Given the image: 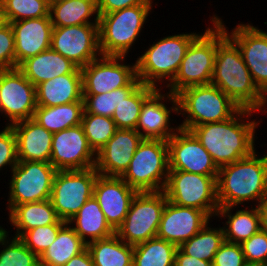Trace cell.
<instances>
[{
  "mask_svg": "<svg viewBox=\"0 0 267 266\" xmlns=\"http://www.w3.org/2000/svg\"><path fill=\"white\" fill-rule=\"evenodd\" d=\"M256 111L240 108L231 118L195 126L190 131L211 155L218 168L249 156L255 148V133L262 122L251 120ZM259 124V125H258Z\"/></svg>",
  "mask_w": 267,
  "mask_h": 266,
  "instance_id": "6da1fadb",
  "label": "cell"
},
{
  "mask_svg": "<svg viewBox=\"0 0 267 266\" xmlns=\"http://www.w3.org/2000/svg\"><path fill=\"white\" fill-rule=\"evenodd\" d=\"M211 84L217 86L240 108L267 115L266 95L254 83L240 49L217 22V53Z\"/></svg>",
  "mask_w": 267,
  "mask_h": 266,
  "instance_id": "7a4b0ae2",
  "label": "cell"
},
{
  "mask_svg": "<svg viewBox=\"0 0 267 266\" xmlns=\"http://www.w3.org/2000/svg\"><path fill=\"white\" fill-rule=\"evenodd\" d=\"M219 207L255 202L257 206L267 195V153L249 156L219 168L216 179ZM249 201V202H248Z\"/></svg>",
  "mask_w": 267,
  "mask_h": 266,
  "instance_id": "3957f363",
  "label": "cell"
},
{
  "mask_svg": "<svg viewBox=\"0 0 267 266\" xmlns=\"http://www.w3.org/2000/svg\"><path fill=\"white\" fill-rule=\"evenodd\" d=\"M198 35L196 32L180 33L150 44L135 60L136 74L141 83L158 89L162 84L166 87L174 79L187 48Z\"/></svg>",
  "mask_w": 267,
  "mask_h": 266,
  "instance_id": "277c9868",
  "label": "cell"
},
{
  "mask_svg": "<svg viewBox=\"0 0 267 266\" xmlns=\"http://www.w3.org/2000/svg\"><path fill=\"white\" fill-rule=\"evenodd\" d=\"M178 116H183L181 129L189 130L206 123L231 118L240 107L217 86L199 85L183 89L177 94Z\"/></svg>",
  "mask_w": 267,
  "mask_h": 266,
  "instance_id": "5b68a950",
  "label": "cell"
},
{
  "mask_svg": "<svg viewBox=\"0 0 267 266\" xmlns=\"http://www.w3.org/2000/svg\"><path fill=\"white\" fill-rule=\"evenodd\" d=\"M152 4H140L99 14V49L103 56H126L138 40Z\"/></svg>",
  "mask_w": 267,
  "mask_h": 266,
  "instance_id": "8992f818",
  "label": "cell"
},
{
  "mask_svg": "<svg viewBox=\"0 0 267 266\" xmlns=\"http://www.w3.org/2000/svg\"><path fill=\"white\" fill-rule=\"evenodd\" d=\"M211 27L191 42L174 79L166 86L168 91L177 95L191 86L211 84L217 53V21L210 16Z\"/></svg>",
  "mask_w": 267,
  "mask_h": 266,
  "instance_id": "52a82bcc",
  "label": "cell"
},
{
  "mask_svg": "<svg viewBox=\"0 0 267 266\" xmlns=\"http://www.w3.org/2000/svg\"><path fill=\"white\" fill-rule=\"evenodd\" d=\"M168 173L167 141L143 139L121 178L137 192H157L164 190Z\"/></svg>",
  "mask_w": 267,
  "mask_h": 266,
  "instance_id": "ba28073f",
  "label": "cell"
},
{
  "mask_svg": "<svg viewBox=\"0 0 267 266\" xmlns=\"http://www.w3.org/2000/svg\"><path fill=\"white\" fill-rule=\"evenodd\" d=\"M57 171L49 162L18 161L8 183V213L19 204L49 200Z\"/></svg>",
  "mask_w": 267,
  "mask_h": 266,
  "instance_id": "9c48e42d",
  "label": "cell"
},
{
  "mask_svg": "<svg viewBox=\"0 0 267 266\" xmlns=\"http://www.w3.org/2000/svg\"><path fill=\"white\" fill-rule=\"evenodd\" d=\"M167 200L163 190L137 192L123 223L115 234L131 246L156 237Z\"/></svg>",
  "mask_w": 267,
  "mask_h": 266,
  "instance_id": "30bf717a",
  "label": "cell"
},
{
  "mask_svg": "<svg viewBox=\"0 0 267 266\" xmlns=\"http://www.w3.org/2000/svg\"><path fill=\"white\" fill-rule=\"evenodd\" d=\"M216 179L217 176L169 171L163 191L175 205L197 208L214 219L219 209Z\"/></svg>",
  "mask_w": 267,
  "mask_h": 266,
  "instance_id": "8fae6325",
  "label": "cell"
},
{
  "mask_svg": "<svg viewBox=\"0 0 267 266\" xmlns=\"http://www.w3.org/2000/svg\"><path fill=\"white\" fill-rule=\"evenodd\" d=\"M98 175L95 167L57 171L50 200L60 220L68 222L93 196Z\"/></svg>",
  "mask_w": 267,
  "mask_h": 266,
  "instance_id": "7c38bea8",
  "label": "cell"
},
{
  "mask_svg": "<svg viewBox=\"0 0 267 266\" xmlns=\"http://www.w3.org/2000/svg\"><path fill=\"white\" fill-rule=\"evenodd\" d=\"M36 108V87L23 73L18 68L0 70V113L8 120L5 125L33 118Z\"/></svg>",
  "mask_w": 267,
  "mask_h": 266,
  "instance_id": "4fadbf2b",
  "label": "cell"
},
{
  "mask_svg": "<svg viewBox=\"0 0 267 266\" xmlns=\"http://www.w3.org/2000/svg\"><path fill=\"white\" fill-rule=\"evenodd\" d=\"M126 56H103L81 68L83 95L103 94L128 86L136 77V63Z\"/></svg>",
  "mask_w": 267,
  "mask_h": 266,
  "instance_id": "5bb4252c",
  "label": "cell"
},
{
  "mask_svg": "<svg viewBox=\"0 0 267 266\" xmlns=\"http://www.w3.org/2000/svg\"><path fill=\"white\" fill-rule=\"evenodd\" d=\"M215 20L240 49L254 83L267 98V32L249 23H239L229 32L228 27L217 14H215Z\"/></svg>",
  "mask_w": 267,
  "mask_h": 266,
  "instance_id": "9a60e30c",
  "label": "cell"
},
{
  "mask_svg": "<svg viewBox=\"0 0 267 266\" xmlns=\"http://www.w3.org/2000/svg\"><path fill=\"white\" fill-rule=\"evenodd\" d=\"M51 48L81 69L101 56L99 24L53 27Z\"/></svg>",
  "mask_w": 267,
  "mask_h": 266,
  "instance_id": "2e32d148",
  "label": "cell"
},
{
  "mask_svg": "<svg viewBox=\"0 0 267 266\" xmlns=\"http://www.w3.org/2000/svg\"><path fill=\"white\" fill-rule=\"evenodd\" d=\"M162 88H157L143 103L136 131L144 139H162L168 141L179 129V126L172 127L170 122L171 114H178L177 95L170 91L162 93ZM169 102L172 106L168 108ZM173 111V112H172Z\"/></svg>",
  "mask_w": 267,
  "mask_h": 266,
  "instance_id": "e0dca14e",
  "label": "cell"
},
{
  "mask_svg": "<svg viewBox=\"0 0 267 266\" xmlns=\"http://www.w3.org/2000/svg\"><path fill=\"white\" fill-rule=\"evenodd\" d=\"M50 163L58 171L95 167L96 153L81 124L53 134Z\"/></svg>",
  "mask_w": 267,
  "mask_h": 266,
  "instance_id": "ac0fdd59",
  "label": "cell"
},
{
  "mask_svg": "<svg viewBox=\"0 0 267 266\" xmlns=\"http://www.w3.org/2000/svg\"><path fill=\"white\" fill-rule=\"evenodd\" d=\"M169 171L218 176L211 155L188 130L179 129L168 141Z\"/></svg>",
  "mask_w": 267,
  "mask_h": 266,
  "instance_id": "d6986e66",
  "label": "cell"
},
{
  "mask_svg": "<svg viewBox=\"0 0 267 266\" xmlns=\"http://www.w3.org/2000/svg\"><path fill=\"white\" fill-rule=\"evenodd\" d=\"M210 219L204 211L193 207L175 205L167 200L156 237L179 247L197 234Z\"/></svg>",
  "mask_w": 267,
  "mask_h": 266,
  "instance_id": "ffe728a7",
  "label": "cell"
},
{
  "mask_svg": "<svg viewBox=\"0 0 267 266\" xmlns=\"http://www.w3.org/2000/svg\"><path fill=\"white\" fill-rule=\"evenodd\" d=\"M136 194L121 177L98 175L93 188V196L114 231L123 223Z\"/></svg>",
  "mask_w": 267,
  "mask_h": 266,
  "instance_id": "44dd1931",
  "label": "cell"
},
{
  "mask_svg": "<svg viewBox=\"0 0 267 266\" xmlns=\"http://www.w3.org/2000/svg\"><path fill=\"white\" fill-rule=\"evenodd\" d=\"M143 139L135 129H117L106 145L96 153L95 169L99 175L121 177Z\"/></svg>",
  "mask_w": 267,
  "mask_h": 266,
  "instance_id": "7402d4cb",
  "label": "cell"
},
{
  "mask_svg": "<svg viewBox=\"0 0 267 266\" xmlns=\"http://www.w3.org/2000/svg\"><path fill=\"white\" fill-rule=\"evenodd\" d=\"M14 32L15 68L23 61L51 48L53 25L50 17L10 22Z\"/></svg>",
  "mask_w": 267,
  "mask_h": 266,
  "instance_id": "603a6c76",
  "label": "cell"
},
{
  "mask_svg": "<svg viewBox=\"0 0 267 266\" xmlns=\"http://www.w3.org/2000/svg\"><path fill=\"white\" fill-rule=\"evenodd\" d=\"M18 161L50 163L53 134L33 118L14 123Z\"/></svg>",
  "mask_w": 267,
  "mask_h": 266,
  "instance_id": "cb8c5ba5",
  "label": "cell"
},
{
  "mask_svg": "<svg viewBox=\"0 0 267 266\" xmlns=\"http://www.w3.org/2000/svg\"><path fill=\"white\" fill-rule=\"evenodd\" d=\"M17 68L35 87L56 76L81 73L80 68L52 48L28 58Z\"/></svg>",
  "mask_w": 267,
  "mask_h": 266,
  "instance_id": "d4e9b609",
  "label": "cell"
},
{
  "mask_svg": "<svg viewBox=\"0 0 267 266\" xmlns=\"http://www.w3.org/2000/svg\"><path fill=\"white\" fill-rule=\"evenodd\" d=\"M37 106L53 107L83 101L82 73L56 76L36 87Z\"/></svg>",
  "mask_w": 267,
  "mask_h": 266,
  "instance_id": "484cf974",
  "label": "cell"
},
{
  "mask_svg": "<svg viewBox=\"0 0 267 266\" xmlns=\"http://www.w3.org/2000/svg\"><path fill=\"white\" fill-rule=\"evenodd\" d=\"M8 216L9 223L16 230L14 237L18 238L38 226L67 223L58 218L50 199L16 205Z\"/></svg>",
  "mask_w": 267,
  "mask_h": 266,
  "instance_id": "4316f807",
  "label": "cell"
},
{
  "mask_svg": "<svg viewBox=\"0 0 267 266\" xmlns=\"http://www.w3.org/2000/svg\"><path fill=\"white\" fill-rule=\"evenodd\" d=\"M243 209H236V206L219 207L216 217L227 219L224 226V239L228 242L241 244L260 230V217L256 206L250 205ZM249 208V209H248ZM233 209V210H232Z\"/></svg>",
  "mask_w": 267,
  "mask_h": 266,
  "instance_id": "83f0119b",
  "label": "cell"
},
{
  "mask_svg": "<svg viewBox=\"0 0 267 266\" xmlns=\"http://www.w3.org/2000/svg\"><path fill=\"white\" fill-rule=\"evenodd\" d=\"M68 224L72 225L71 227L86 244L115 234L94 196L88 199Z\"/></svg>",
  "mask_w": 267,
  "mask_h": 266,
  "instance_id": "f1b7e54d",
  "label": "cell"
},
{
  "mask_svg": "<svg viewBox=\"0 0 267 266\" xmlns=\"http://www.w3.org/2000/svg\"><path fill=\"white\" fill-rule=\"evenodd\" d=\"M49 16L53 27L99 24L97 0H63L50 6Z\"/></svg>",
  "mask_w": 267,
  "mask_h": 266,
  "instance_id": "f546056e",
  "label": "cell"
},
{
  "mask_svg": "<svg viewBox=\"0 0 267 266\" xmlns=\"http://www.w3.org/2000/svg\"><path fill=\"white\" fill-rule=\"evenodd\" d=\"M84 102L62 104L53 107L37 106L33 119L52 134L81 124Z\"/></svg>",
  "mask_w": 267,
  "mask_h": 266,
  "instance_id": "4dcf8cb0",
  "label": "cell"
},
{
  "mask_svg": "<svg viewBox=\"0 0 267 266\" xmlns=\"http://www.w3.org/2000/svg\"><path fill=\"white\" fill-rule=\"evenodd\" d=\"M87 248L68 222L59 230L55 241L40 255V266H63Z\"/></svg>",
  "mask_w": 267,
  "mask_h": 266,
  "instance_id": "1f68e13d",
  "label": "cell"
},
{
  "mask_svg": "<svg viewBox=\"0 0 267 266\" xmlns=\"http://www.w3.org/2000/svg\"><path fill=\"white\" fill-rule=\"evenodd\" d=\"M94 266H132L133 246L116 234L87 244Z\"/></svg>",
  "mask_w": 267,
  "mask_h": 266,
  "instance_id": "d6a6232c",
  "label": "cell"
},
{
  "mask_svg": "<svg viewBox=\"0 0 267 266\" xmlns=\"http://www.w3.org/2000/svg\"><path fill=\"white\" fill-rule=\"evenodd\" d=\"M178 246L154 237L133 246L132 266H175Z\"/></svg>",
  "mask_w": 267,
  "mask_h": 266,
  "instance_id": "836d02e7",
  "label": "cell"
},
{
  "mask_svg": "<svg viewBox=\"0 0 267 266\" xmlns=\"http://www.w3.org/2000/svg\"><path fill=\"white\" fill-rule=\"evenodd\" d=\"M224 241L223 228L211 227L208 221L197 234L182 243L179 248L189 256L212 262Z\"/></svg>",
  "mask_w": 267,
  "mask_h": 266,
  "instance_id": "e575fe53",
  "label": "cell"
},
{
  "mask_svg": "<svg viewBox=\"0 0 267 266\" xmlns=\"http://www.w3.org/2000/svg\"><path fill=\"white\" fill-rule=\"evenodd\" d=\"M157 88L140 84L127 98L123 99L112 115L117 129H136L144 101Z\"/></svg>",
  "mask_w": 267,
  "mask_h": 266,
  "instance_id": "d590c367",
  "label": "cell"
},
{
  "mask_svg": "<svg viewBox=\"0 0 267 266\" xmlns=\"http://www.w3.org/2000/svg\"><path fill=\"white\" fill-rule=\"evenodd\" d=\"M6 230L0 229V266H40L39 257L20 238L9 237Z\"/></svg>",
  "mask_w": 267,
  "mask_h": 266,
  "instance_id": "8d00e7d4",
  "label": "cell"
},
{
  "mask_svg": "<svg viewBox=\"0 0 267 266\" xmlns=\"http://www.w3.org/2000/svg\"><path fill=\"white\" fill-rule=\"evenodd\" d=\"M141 81L136 77L128 86L115 89L103 94L83 95L84 111L91 114L112 117L115 107L127 98Z\"/></svg>",
  "mask_w": 267,
  "mask_h": 266,
  "instance_id": "74e56055",
  "label": "cell"
},
{
  "mask_svg": "<svg viewBox=\"0 0 267 266\" xmlns=\"http://www.w3.org/2000/svg\"><path fill=\"white\" fill-rule=\"evenodd\" d=\"M81 125L90 147L98 153L117 130L111 117L83 112Z\"/></svg>",
  "mask_w": 267,
  "mask_h": 266,
  "instance_id": "f35d334b",
  "label": "cell"
},
{
  "mask_svg": "<svg viewBox=\"0 0 267 266\" xmlns=\"http://www.w3.org/2000/svg\"><path fill=\"white\" fill-rule=\"evenodd\" d=\"M7 23L50 17L46 0H0Z\"/></svg>",
  "mask_w": 267,
  "mask_h": 266,
  "instance_id": "ab89813d",
  "label": "cell"
},
{
  "mask_svg": "<svg viewBox=\"0 0 267 266\" xmlns=\"http://www.w3.org/2000/svg\"><path fill=\"white\" fill-rule=\"evenodd\" d=\"M65 224H48L26 231L20 239L38 257L55 241L59 230Z\"/></svg>",
  "mask_w": 267,
  "mask_h": 266,
  "instance_id": "60d3db41",
  "label": "cell"
},
{
  "mask_svg": "<svg viewBox=\"0 0 267 266\" xmlns=\"http://www.w3.org/2000/svg\"><path fill=\"white\" fill-rule=\"evenodd\" d=\"M248 266H267V233L259 230L241 243Z\"/></svg>",
  "mask_w": 267,
  "mask_h": 266,
  "instance_id": "b9f144b4",
  "label": "cell"
},
{
  "mask_svg": "<svg viewBox=\"0 0 267 266\" xmlns=\"http://www.w3.org/2000/svg\"><path fill=\"white\" fill-rule=\"evenodd\" d=\"M4 127L0 130V170L9 167L11 172L18 164L17 139L12 126L6 125Z\"/></svg>",
  "mask_w": 267,
  "mask_h": 266,
  "instance_id": "7bdbcfd3",
  "label": "cell"
},
{
  "mask_svg": "<svg viewBox=\"0 0 267 266\" xmlns=\"http://www.w3.org/2000/svg\"><path fill=\"white\" fill-rule=\"evenodd\" d=\"M212 266H248L241 244L225 240L215 253Z\"/></svg>",
  "mask_w": 267,
  "mask_h": 266,
  "instance_id": "ee69618b",
  "label": "cell"
},
{
  "mask_svg": "<svg viewBox=\"0 0 267 266\" xmlns=\"http://www.w3.org/2000/svg\"><path fill=\"white\" fill-rule=\"evenodd\" d=\"M15 68L14 32L10 23L0 29V70Z\"/></svg>",
  "mask_w": 267,
  "mask_h": 266,
  "instance_id": "f6af8a7d",
  "label": "cell"
},
{
  "mask_svg": "<svg viewBox=\"0 0 267 266\" xmlns=\"http://www.w3.org/2000/svg\"><path fill=\"white\" fill-rule=\"evenodd\" d=\"M154 0H97L98 14H107L140 4H153Z\"/></svg>",
  "mask_w": 267,
  "mask_h": 266,
  "instance_id": "bcb514c9",
  "label": "cell"
},
{
  "mask_svg": "<svg viewBox=\"0 0 267 266\" xmlns=\"http://www.w3.org/2000/svg\"><path fill=\"white\" fill-rule=\"evenodd\" d=\"M175 266H212V262L189 256L178 247L175 255Z\"/></svg>",
  "mask_w": 267,
  "mask_h": 266,
  "instance_id": "7dc6e473",
  "label": "cell"
},
{
  "mask_svg": "<svg viewBox=\"0 0 267 266\" xmlns=\"http://www.w3.org/2000/svg\"><path fill=\"white\" fill-rule=\"evenodd\" d=\"M63 266H94L91 255L86 248L78 255L72 257L65 265Z\"/></svg>",
  "mask_w": 267,
  "mask_h": 266,
  "instance_id": "c3c4849f",
  "label": "cell"
},
{
  "mask_svg": "<svg viewBox=\"0 0 267 266\" xmlns=\"http://www.w3.org/2000/svg\"><path fill=\"white\" fill-rule=\"evenodd\" d=\"M260 217V229L267 233V195L256 206Z\"/></svg>",
  "mask_w": 267,
  "mask_h": 266,
  "instance_id": "681fc988",
  "label": "cell"
},
{
  "mask_svg": "<svg viewBox=\"0 0 267 266\" xmlns=\"http://www.w3.org/2000/svg\"><path fill=\"white\" fill-rule=\"evenodd\" d=\"M7 24L2 5L0 3V29Z\"/></svg>",
  "mask_w": 267,
  "mask_h": 266,
  "instance_id": "f907efd6",
  "label": "cell"
},
{
  "mask_svg": "<svg viewBox=\"0 0 267 266\" xmlns=\"http://www.w3.org/2000/svg\"><path fill=\"white\" fill-rule=\"evenodd\" d=\"M61 1H63V0H47V4L49 6H51V5H53V4L57 3V2H61Z\"/></svg>",
  "mask_w": 267,
  "mask_h": 266,
  "instance_id": "816d5d0a",
  "label": "cell"
}]
</instances>
